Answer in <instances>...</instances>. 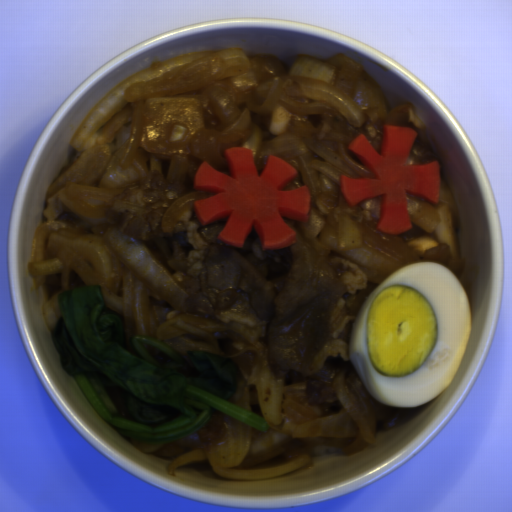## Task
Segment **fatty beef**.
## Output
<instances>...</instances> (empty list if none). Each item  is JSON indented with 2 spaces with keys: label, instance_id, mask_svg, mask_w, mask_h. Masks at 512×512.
I'll return each mask as SVG.
<instances>
[{
  "label": "fatty beef",
  "instance_id": "fatty-beef-1",
  "mask_svg": "<svg viewBox=\"0 0 512 512\" xmlns=\"http://www.w3.org/2000/svg\"><path fill=\"white\" fill-rule=\"evenodd\" d=\"M281 218L295 233L292 244L262 249L253 224L236 247L218 239L228 217L203 225L192 206L166 235L167 263L198 315L263 326L273 374L304 384L319 407L351 359L355 319L378 285L308 233L303 220Z\"/></svg>",
  "mask_w": 512,
  "mask_h": 512
},
{
  "label": "fatty beef",
  "instance_id": "fatty-beef-2",
  "mask_svg": "<svg viewBox=\"0 0 512 512\" xmlns=\"http://www.w3.org/2000/svg\"><path fill=\"white\" fill-rule=\"evenodd\" d=\"M184 191L181 184L156 170L113 197L102 221L91 230L99 236L116 229L139 242L152 241L163 234L161 217Z\"/></svg>",
  "mask_w": 512,
  "mask_h": 512
},
{
  "label": "fatty beef",
  "instance_id": "fatty-beef-3",
  "mask_svg": "<svg viewBox=\"0 0 512 512\" xmlns=\"http://www.w3.org/2000/svg\"><path fill=\"white\" fill-rule=\"evenodd\" d=\"M380 208L379 197L359 202L358 229L365 248L401 267L417 262H439L446 266L450 262L451 246L445 243H438L426 250H418L399 233L388 234L380 231L377 228Z\"/></svg>",
  "mask_w": 512,
  "mask_h": 512
},
{
  "label": "fatty beef",
  "instance_id": "fatty-beef-4",
  "mask_svg": "<svg viewBox=\"0 0 512 512\" xmlns=\"http://www.w3.org/2000/svg\"><path fill=\"white\" fill-rule=\"evenodd\" d=\"M251 135L249 130H220L201 127L195 131L190 148L202 163L205 161L217 171L231 177L225 150L242 147Z\"/></svg>",
  "mask_w": 512,
  "mask_h": 512
},
{
  "label": "fatty beef",
  "instance_id": "fatty-beef-5",
  "mask_svg": "<svg viewBox=\"0 0 512 512\" xmlns=\"http://www.w3.org/2000/svg\"><path fill=\"white\" fill-rule=\"evenodd\" d=\"M227 430L225 416L220 412L198 431L184 437L165 442L156 453L159 458L175 457L190 453L201 447H210L219 444L225 437Z\"/></svg>",
  "mask_w": 512,
  "mask_h": 512
},
{
  "label": "fatty beef",
  "instance_id": "fatty-beef-6",
  "mask_svg": "<svg viewBox=\"0 0 512 512\" xmlns=\"http://www.w3.org/2000/svg\"><path fill=\"white\" fill-rule=\"evenodd\" d=\"M215 345L218 355L235 362L237 371L246 374L252 371L256 355L245 336L236 331L221 330L215 334Z\"/></svg>",
  "mask_w": 512,
  "mask_h": 512
},
{
  "label": "fatty beef",
  "instance_id": "fatty-beef-7",
  "mask_svg": "<svg viewBox=\"0 0 512 512\" xmlns=\"http://www.w3.org/2000/svg\"><path fill=\"white\" fill-rule=\"evenodd\" d=\"M384 126H402L413 129L411 121L406 118L393 119L385 116L377 122L364 126H355L347 122L336 121L334 122L333 129L337 136L353 139L359 134H365L376 151L382 155L384 143Z\"/></svg>",
  "mask_w": 512,
  "mask_h": 512
},
{
  "label": "fatty beef",
  "instance_id": "fatty-beef-8",
  "mask_svg": "<svg viewBox=\"0 0 512 512\" xmlns=\"http://www.w3.org/2000/svg\"><path fill=\"white\" fill-rule=\"evenodd\" d=\"M336 450L306 440H291L282 450L284 457L305 458L306 460L317 456H327Z\"/></svg>",
  "mask_w": 512,
  "mask_h": 512
},
{
  "label": "fatty beef",
  "instance_id": "fatty-beef-9",
  "mask_svg": "<svg viewBox=\"0 0 512 512\" xmlns=\"http://www.w3.org/2000/svg\"><path fill=\"white\" fill-rule=\"evenodd\" d=\"M430 162H436L435 155L431 147L425 139H419L416 137L407 161L408 165L410 166Z\"/></svg>",
  "mask_w": 512,
  "mask_h": 512
}]
</instances>
